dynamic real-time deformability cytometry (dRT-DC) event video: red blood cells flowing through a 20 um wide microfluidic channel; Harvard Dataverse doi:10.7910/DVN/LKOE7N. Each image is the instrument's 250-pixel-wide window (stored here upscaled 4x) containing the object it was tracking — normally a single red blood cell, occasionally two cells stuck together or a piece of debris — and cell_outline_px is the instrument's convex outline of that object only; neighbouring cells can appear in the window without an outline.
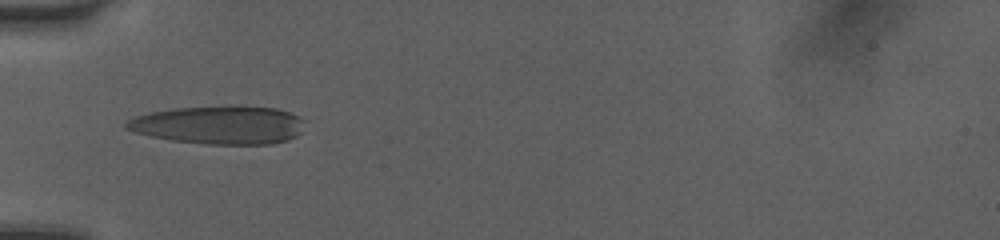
{"species": "human", "species_latin": "Homo sapiens", "temperature_condition": "room temperature", "stored_images_in_passage": 34, "camera_frame_rate_fps": 3000, "um_per_image_px": 0.085, "donor": {"sex": "female"}, "frame": {"image": 1, "passage_image": 1, "time_ms": 0.0, "image_size_px": [1000, 240], "cell_outline_px": [[308, 120], [304, 132], [288, 140], [272, 144], [204, 144], [172, 140], [152, 136], [136, 132], [124, 128], [124, 124], [128, 120], [136, 116], [152, 112], [172, 108], [224, 104], [240, 104], [276, 108], [300, 116]], "centroid_in_image_um": [18.74, 10.59], "position_along_channel_um": 66.3, "area_um2": 40.98}}
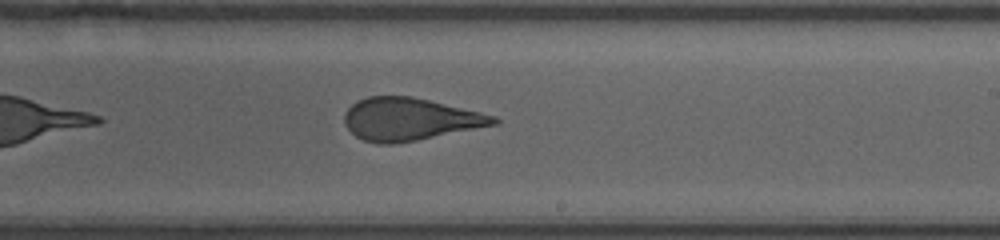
{"frame": {"image": 2, "passage_image": 15, "time_ms": 4.667, "image_size_px": [1000, 240], "cell_outline_px": [[500, 124], [416, 140], [392, 144], [380, 144], [364, 140], [356, 136], [344, 124], [344, 116], [348, 108], [356, 100], [368, 96], [412, 96], [480, 112], [496, 116], [500, 120]], "centroid_in_image_um": [34.84, 10.13], "position_along_channel_um": 254.2, "area_um2": 36.93}}
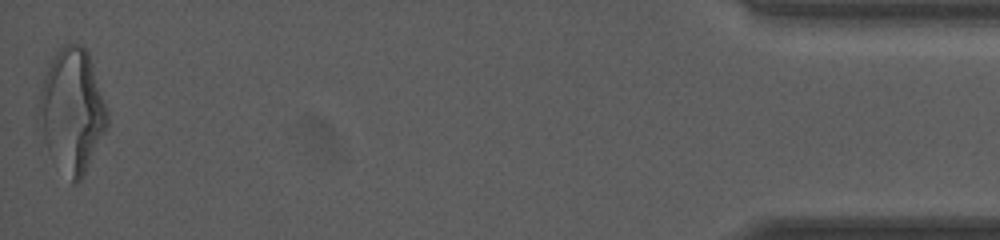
{"frame": {"image": 3, "passage_image": 34, "time_ms": 11.0, "image_size_px": [1000, 240], "cell_outline_px": [[108, 124], [80, 180], [76, 184], [72, 184], [48, 152], [36, 116], [36, 112], [40, 88], [44, 76], [52, 56], [64, 44], [80, 44], [88, 52], [108, 108]], "centroid_in_image_um": [6.09, 9.37], "position_along_channel_um": 429.1, "area_um2": 49.25}, "authors_computed_cell_mechanics": {"area_um2": 38.1769, "velocity_mm_per_s": 4.0681, "shape_relaxation_time_tau1_ms": 5.6095, "shape_relaxation_time_tau2_ms": 1.2054, "deformation_change_tau1": 0.1968, "deformation_change_tau2": 0.1034}}